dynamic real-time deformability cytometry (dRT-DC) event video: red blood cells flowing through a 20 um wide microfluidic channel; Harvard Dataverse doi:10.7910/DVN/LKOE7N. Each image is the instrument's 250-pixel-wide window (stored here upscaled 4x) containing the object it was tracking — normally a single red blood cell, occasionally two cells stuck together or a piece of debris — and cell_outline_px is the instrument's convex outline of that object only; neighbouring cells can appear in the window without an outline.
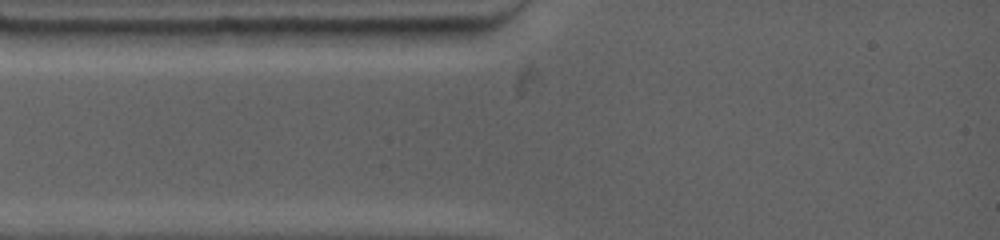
{"species": "common noctule bat (a hibernating species)", "species_latin": "Nyctalus noctula", "temperature_condition": "warm", "stored_images_in_passage": 2, "camera_frame_rate_fps": 4500, "um_per_image_px": 0.085, "animal": {"sex": "female", "body_mass_g": 19.0, "forearm_length_mm": 53.3}, "frame": {"image": 1, "passage_image": 1, "time_ms": 0.0, "image_size_px": [1000, 240], "cell_outline_px": [[324, 28], [316, 44], [208, 44], [208, 32], [216, 28]], "centroid_in_image_um": [22.48, 3.06], "position_along_channel_um": 62.5, "area_um2": 12.83}}